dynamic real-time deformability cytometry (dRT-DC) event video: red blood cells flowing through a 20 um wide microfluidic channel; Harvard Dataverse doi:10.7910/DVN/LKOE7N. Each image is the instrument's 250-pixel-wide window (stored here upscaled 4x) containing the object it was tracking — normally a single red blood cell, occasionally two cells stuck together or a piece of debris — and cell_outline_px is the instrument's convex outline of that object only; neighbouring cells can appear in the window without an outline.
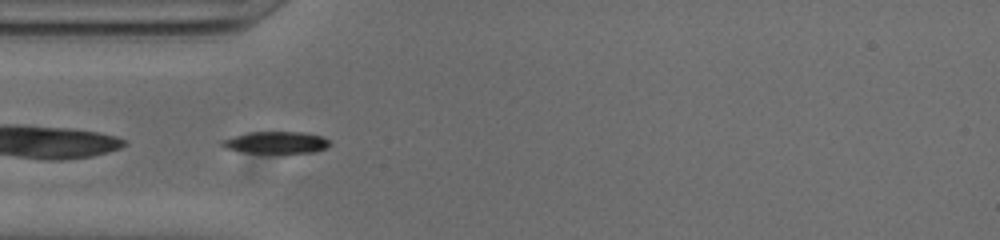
{"species": "common noctule bat (a hibernating species)", "species_latin": "Nyctalus noctula", "temperature_condition": "cold", "stored_images_in_passage": 39, "camera_frame_rate_fps": 3000, "um_per_image_px": 0.085, "animal": {"sex": "male", "body_mass_g": 20.0, "forearm_length_mm": 53.3}, "frame": {"image": 1, "passage_image": 1, "time_ms": 0.0, "image_size_px": [1000, 240], "cell_outline_px": [[332, 144], [324, 148], [312, 152], [244, 152], [224, 148], [220, 144], [220, 140], [232, 136], [248, 132], [304, 132], [320, 136], [328, 140]], "centroid_in_image_um": [23.4, 12.09], "position_along_channel_um": 61.6, "area_um2": 13.58}}
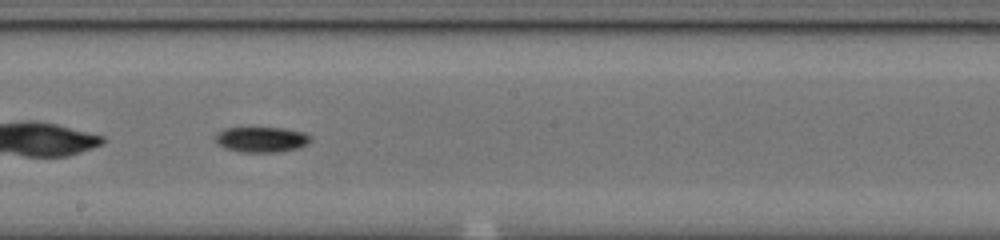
{"frame": {"image": 2, "passage_image": 14, "time_ms": 4.333, "image_size_px": [1000, 240], "cell_outline_px": [[312, 140], [296, 148], [276, 152], [244, 152], [224, 148], [216, 144], [216, 136], [224, 128], [284, 128], [304, 132], [312, 136]], "centroid_in_image_um": [22.23, 11.85], "position_along_channel_um": 226.0, "area_um2": 13.93}}
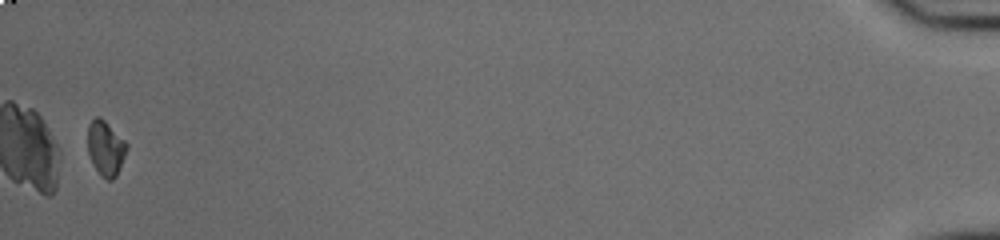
{"frame": {"image": 3, "passage_image": 38, "time_ms": 12.333, "image_size_px": [1000, 240], "cell_outline_px": [[128, 148], [116, 176], [112, 180], [108, 180], [100, 176], [88, 152], [88, 124], [96, 116], [100, 116], [128, 144]], "centroid_in_image_um": [8.98, 12.59], "position_along_channel_um": 426.2, "area_um2": 12.31}, "authors_computed_cell_mechanics": {"area_um2": 13.4096, "velocity_mm_per_s": 3.7954, "shape_relaxation_time_tau1_ms": 4.5943, "shape_relaxation_time_tau2_ms": null, "deformation_change_tau1": 0.1519, "deformation_change_tau2": null}}